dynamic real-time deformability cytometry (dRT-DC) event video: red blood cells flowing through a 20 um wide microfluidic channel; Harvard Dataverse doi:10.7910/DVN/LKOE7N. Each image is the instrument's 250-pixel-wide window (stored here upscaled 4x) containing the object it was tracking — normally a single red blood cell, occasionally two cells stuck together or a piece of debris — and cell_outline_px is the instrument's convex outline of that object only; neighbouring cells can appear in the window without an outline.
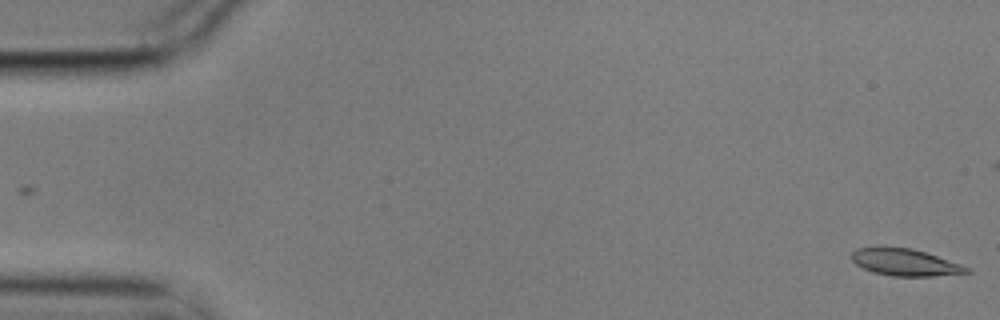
{"species": "common noctule bat (a hibernating species)", "species_latin": "Nyctalus noctula", "temperature_condition": "cold", "stored_images_in_passage": 53, "camera_frame_rate_fps": 3000, "um_per_image_px": 0.085, "animal": {"sex": "male", "body_mass_g": 17.9}, "frame": {"image": 1, "passage_image": 1, "time_ms": 0.0, "image_size_px": [1000, 320], "cell_outline_px": [[972, 272], [932, 276], [892, 276], [872, 272], [856, 264], [852, 260], [852, 252], [856, 248], [876, 244], [880, 244], [912, 248], [972, 268]], "centroid_in_image_um": [76.86, 22.25], "position_along_channel_um": 8.1, "area_um2": 18.55}}
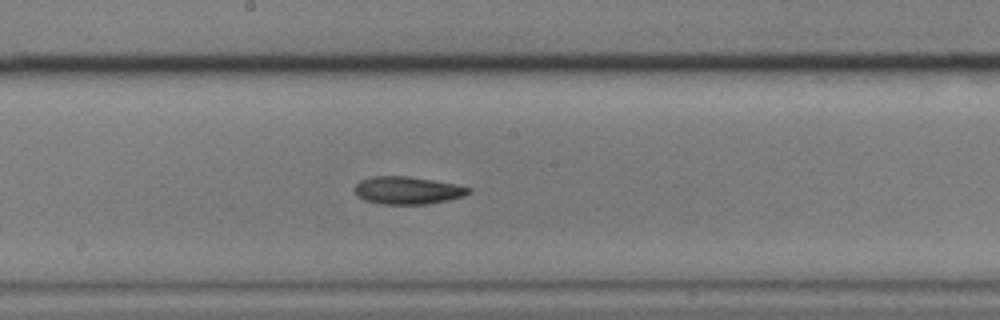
{"frame": {"image": 2, "passage_image": 30, "time_ms": 9.667, "image_size_px": [1000, 320], "cell_outline_px": [[472, 192], [464, 196], [448, 200], [428, 204], [380, 204], [364, 200], [356, 192], [356, 184], [360, 180], [372, 176], [408, 176], [456, 184], [472, 188]], "centroid_in_image_um": [34.68, 16.18], "position_along_channel_um": 213.5, "area_um2": 18.32}}
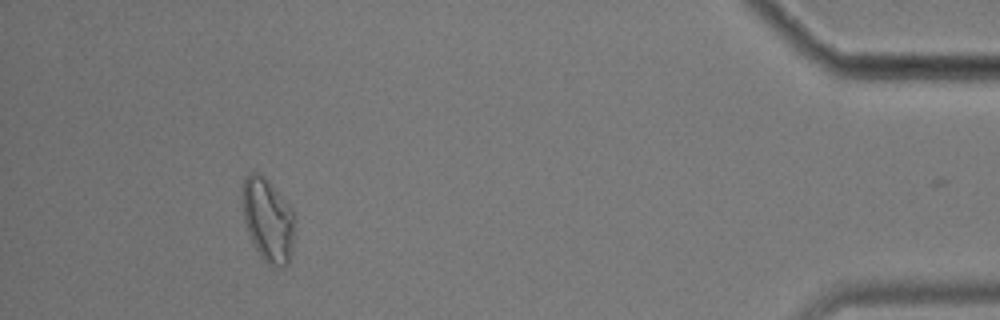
{"frame": {"image": 3, "passage_image": 52, "time_ms": 17.0, "image_size_px": [1000, 320], "cell_outline_px": [[296, 228], [292, 252], [288, 264], [280, 268], [272, 268], [260, 256], [248, 232], [244, 220], [244, 176], [248, 172], [260, 172], [268, 180], [292, 208]], "centroid_in_image_um": [22.83, 18.73], "position_along_channel_um": 412.4, "area_um2": 25.61}, "authors_computed_cell_mechanics": {"area_um2": 18.785, "velocity_mm_per_s": 3.5331, "shape_relaxation_time_tau1_ms": 6.4752, "shape_relaxation_time_tau2_ms": 8.1245, "deformation_change_tau1": 0.1553, "deformation_change_tau2": 0.1755}}